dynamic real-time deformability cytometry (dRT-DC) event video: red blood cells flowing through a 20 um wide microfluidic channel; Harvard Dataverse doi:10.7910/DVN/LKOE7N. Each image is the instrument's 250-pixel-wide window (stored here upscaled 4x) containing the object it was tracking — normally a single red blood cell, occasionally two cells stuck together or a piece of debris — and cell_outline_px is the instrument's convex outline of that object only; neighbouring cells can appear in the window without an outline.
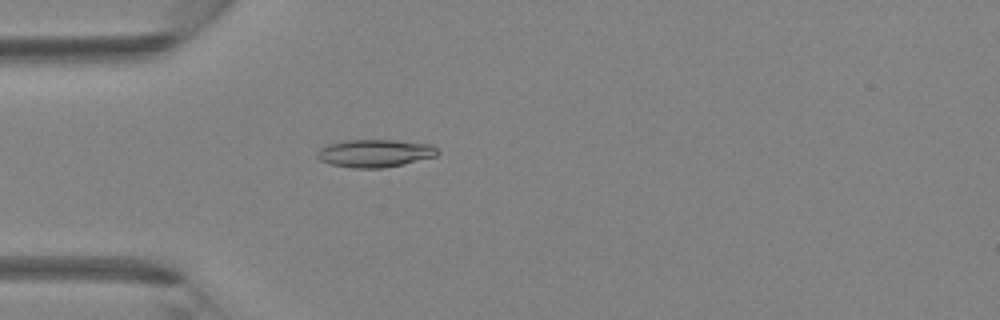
{"species": "Egyptian fruit bat (a non-hibernating species)", "species_latin": "Rousettus aegyptiacus", "temperature_condition": "room temperature", "stored_images_in_passage": 4, "camera_frame_rate_fps": 3000, "um_per_image_px": 0.085, "animal": {"sex": "female"}, "frame": {"image": 1, "passage_image": 4, "time_ms": 1.0, "image_size_px": [1000, 320], "cell_outline_px": [[440, 152], [436, 156], [404, 164], [384, 168], [352, 168], [332, 164], [320, 160], [316, 156], [316, 152], [320, 148], [328, 144], [344, 140], [392, 140], [432, 144]], "centroid_in_image_um": [31.87, 13.02], "position_along_channel_um": 53.1, "area_um2": 19.54}}